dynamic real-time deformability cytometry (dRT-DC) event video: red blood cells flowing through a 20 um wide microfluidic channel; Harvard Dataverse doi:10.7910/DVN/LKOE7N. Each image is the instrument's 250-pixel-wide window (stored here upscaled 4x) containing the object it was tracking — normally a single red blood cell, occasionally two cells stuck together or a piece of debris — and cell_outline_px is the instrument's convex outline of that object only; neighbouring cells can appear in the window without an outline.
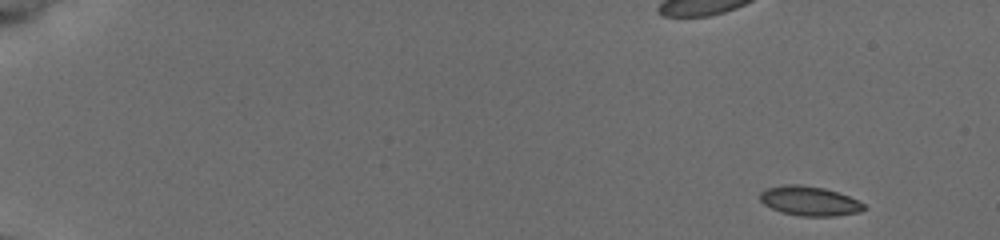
{"species": "common noctule bat (a hibernating species)", "species_latin": "Nyctalus noctula", "temperature_condition": "cold", "stored_images_in_passage": 53, "camera_frame_rate_fps": 3000, "um_per_image_px": 0.085, "animal": {"sex": "female", "body_mass_g": 19.5, "forearm_length_mm": 54.1}, "frame": {"image": 1, "passage_image": 1, "time_ms": 0.0, "image_size_px": [1000, 240], "cell_outline_px": [[864, 208], [860, 212], [832, 216], [800, 216], [780, 212], [764, 204], [760, 200], [760, 192], [768, 188], [784, 184], [800, 184], [824, 188], [848, 196], [864, 204]], "centroid_in_image_um": [68.77, 17.08], "position_along_channel_um": 16.2, "area_um2": 17.69}}
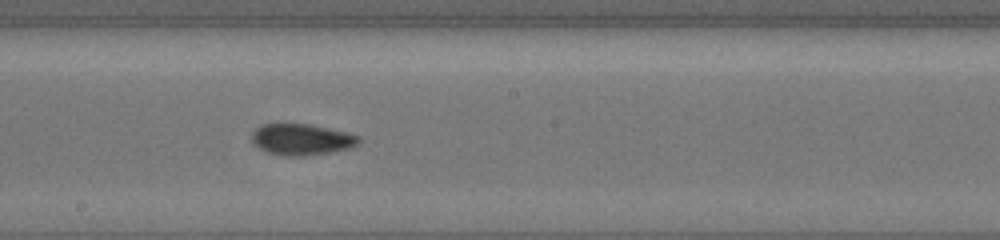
{"frame": {"image": 2, "passage_image": 30, "time_ms": 9.667, "image_size_px": [1000, 240], "cell_outline_px": [[360, 140], [356, 144], [348, 148], [328, 152], [304, 156], [284, 156], [264, 152], [252, 144], [252, 132], [256, 128], [264, 124], [308, 124], [344, 132], [356, 136]], "centroid_in_image_um": [25.53, 11.87], "position_along_channel_um": 222.7, "area_um2": 19.19}}
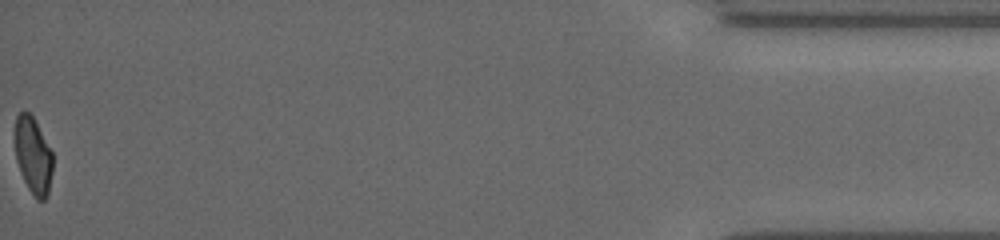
{"frame": {"image": 3, "passage_image": 53, "time_ms": 17.333, "image_size_px": [1000, 240], "cell_outline_px": [[52, 172], [48, 196], [44, 200], [36, 200], [28, 188], [24, 180], [16, 160], [16, 116], [24, 108], [32, 116], [52, 152]], "centroid_in_image_um": [2.83, 13.25], "position_along_channel_um": 432.4, "area_um2": 16.65}, "authors_computed_cell_mechanics": {"area_um2": 18.4382, "velocity_mm_per_s": 3.7753, "shape_relaxation_time_tau1_ms": 5.9955, "shape_relaxation_time_tau2_ms": 1.6179, "deformation_change_tau1": 0.1517, "deformation_change_tau2": 0.0636}}